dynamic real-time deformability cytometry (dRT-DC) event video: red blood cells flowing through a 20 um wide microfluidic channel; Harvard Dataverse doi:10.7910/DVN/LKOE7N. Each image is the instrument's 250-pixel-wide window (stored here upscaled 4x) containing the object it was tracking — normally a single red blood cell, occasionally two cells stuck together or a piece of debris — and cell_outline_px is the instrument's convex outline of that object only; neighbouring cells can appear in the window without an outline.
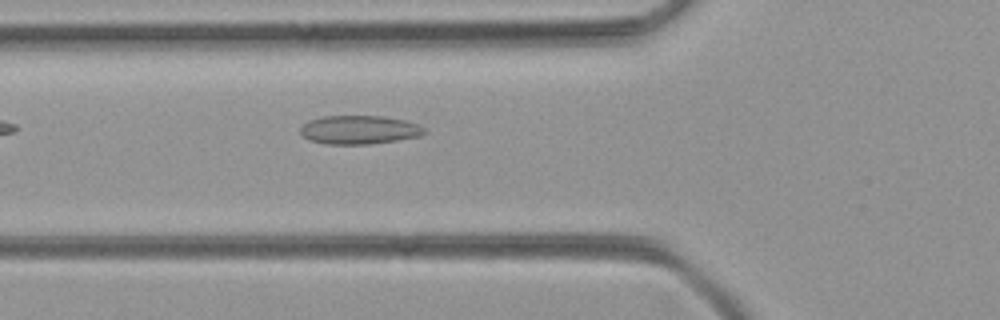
{"species": "common noctule bat (a hibernating species)", "species_latin": "Nyctalus noctula", "temperature_condition": "room temperature", "stored_images_in_passage": 35, "camera_frame_rate_fps": 3000, "um_per_image_px": 0.085, "animal": {"sex": "female", "body_mass_g": 21.9}, "frame": {"image": 1, "passage_image": 3, "time_ms": 0.667, "image_size_px": [1000, 320], "cell_outline_px": [[428, 132], [420, 136], [396, 140], [368, 144], [324, 144], [308, 140], [300, 132], [300, 128], [308, 120], [324, 116], [380, 116], [404, 120], [416, 124], [424, 128]], "centroid_in_image_um": [30.51, 11.04], "position_along_channel_um": 95.3, "area_um2": 20.63}}
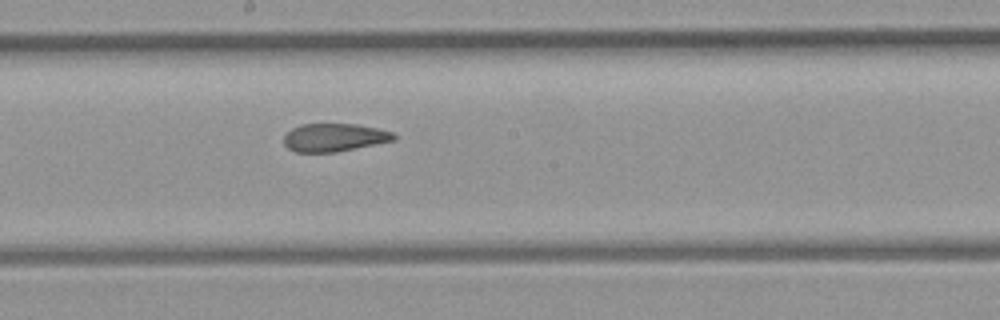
{"frame": {"image": 2, "passage_image": 12, "time_ms": 3.667, "image_size_px": [1000, 320], "cell_outline_px": [[396, 140], [336, 152], [296, 152], [288, 148], [284, 144], [284, 136], [292, 128], [300, 124], [356, 124], [376, 128], [392, 132], [396, 136]], "centroid_in_image_um": [28.41, 11.68], "position_along_channel_um": 219.8, "area_um2": 17.92}}
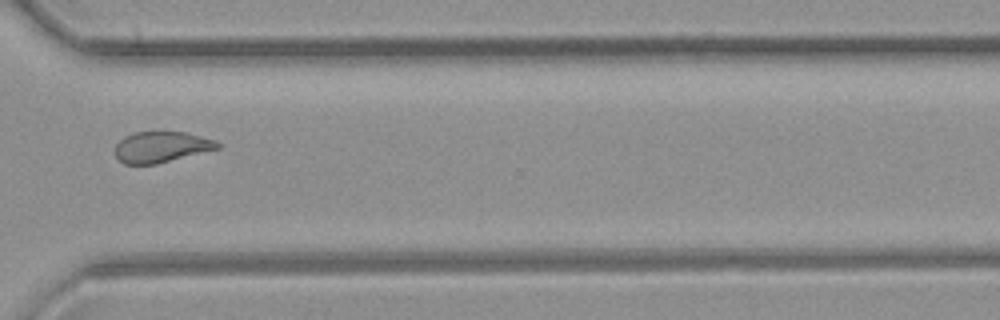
{"frame": {"image": 3, "passage_image": 22, "time_ms": 7.0, "image_size_px": [1000, 320], "cell_outline_px": [[220, 148], [156, 164], [124, 164], [116, 156], [116, 144], [124, 136], [136, 132], [184, 132], [216, 140], [220, 144]], "centroid_in_image_um": [13.71, 12.49], "position_along_channel_um": 356.9, "area_um2": 18.26}}